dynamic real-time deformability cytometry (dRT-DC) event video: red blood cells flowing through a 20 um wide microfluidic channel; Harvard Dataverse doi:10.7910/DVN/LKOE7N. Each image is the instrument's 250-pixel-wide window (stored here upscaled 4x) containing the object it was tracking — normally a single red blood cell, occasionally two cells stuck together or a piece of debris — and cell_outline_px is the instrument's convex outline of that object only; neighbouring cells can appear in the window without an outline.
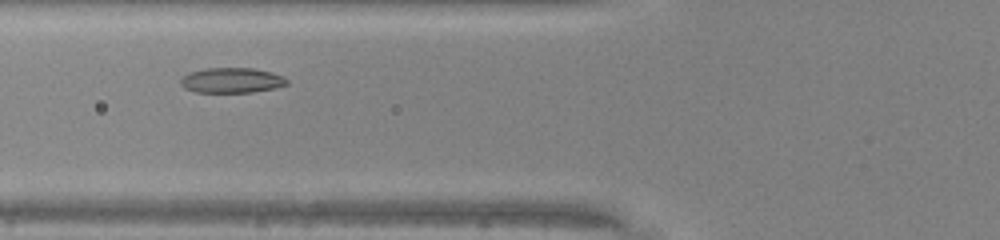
{"species": "common noctule bat (a hibernating species)", "species_latin": "Nyctalus noctula", "temperature_condition": "warm", "stored_images_in_passage": 30, "camera_frame_rate_fps": 3000, "um_per_image_px": 0.085, "animal": {"sex": "male", "body_mass_g": 20.0, "forearm_length_mm": 53.3}, "frame": {"image": 1, "passage_image": 8, "time_ms": 2.333, "image_size_px": [1000, 240], "cell_outline_px": [[288, 84], [272, 88], [252, 92], [196, 92], [184, 88], [180, 84], [180, 80], [188, 72], [204, 68], [252, 68], [272, 72], [284, 76], [288, 80]], "centroid_in_image_um": [19.68, 6.82], "position_along_channel_um": 106.1, "area_um2": 15.61}}
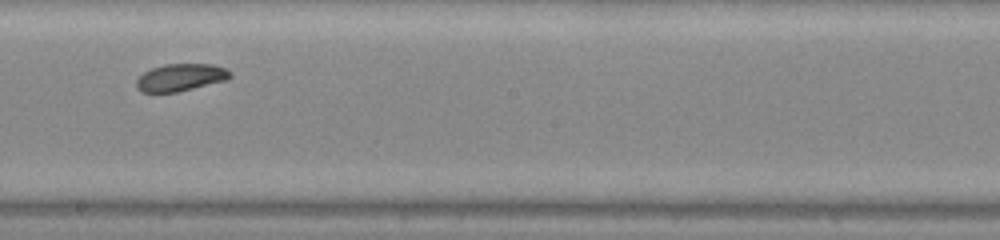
{"frame": {"image": 2, "passage_image": 17, "time_ms": 5.333, "image_size_px": [1000, 240], "cell_outline_px": [[232, 76], [228, 80], [176, 92], [140, 92], [136, 88], [136, 80], [144, 72], [152, 68], [164, 64], [212, 64], [224, 68], [232, 72]], "centroid_in_image_um": [15.36, 6.58], "position_along_channel_um": 232.8, "area_um2": 14.97}}
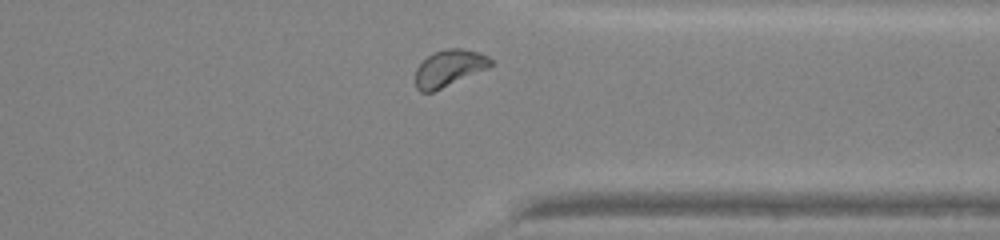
{"frame": {"image": 3, "passage_image": 27, "time_ms": 8.667, "image_size_px": [1000, 240], "cell_outline_px": [[492, 64], [488, 68], [432, 92], [420, 92], [416, 88], [416, 68], [432, 52], [448, 48], [460, 48], [476, 52], [488, 56], [492, 60]], "centroid_in_image_um": [38.16, 5.79], "position_along_channel_um": 373.2, "area_um2": 15.84}, "authors_computed_cell_mechanics": {"area_um2": 15.3748, "velocity_mm_per_s": 4.2364, "shape_relaxation_time_tau1_ms": 1.6336, "shape_relaxation_time_tau2_ms": null, "deformation_change_tau1": 0.0655, "deformation_change_tau2": null}}